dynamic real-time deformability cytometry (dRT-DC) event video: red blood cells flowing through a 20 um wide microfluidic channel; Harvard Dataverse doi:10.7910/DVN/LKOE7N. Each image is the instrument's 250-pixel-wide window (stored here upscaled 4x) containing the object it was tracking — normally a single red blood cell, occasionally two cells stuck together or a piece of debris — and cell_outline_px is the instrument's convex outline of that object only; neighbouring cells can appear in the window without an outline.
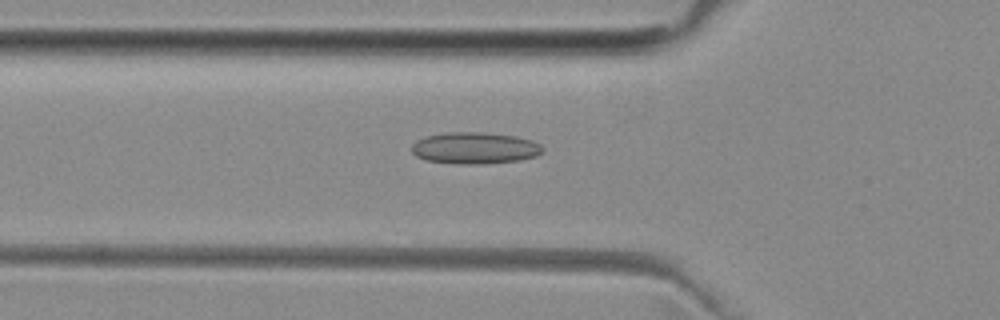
{"species": "common noctule bat (a hibernating species)", "species_latin": "Nyctalus noctula", "temperature_condition": "room temperature", "stored_images_in_passage": 40, "camera_frame_rate_fps": 3000, "um_per_image_px": 0.085, "animal": {"sex": "female", "body_mass_g": 29.2, "forearm_length_mm": 56.3}, "frame": {"image": 1, "passage_image": 6, "time_ms": 1.667, "image_size_px": [1000, 320], "cell_outline_px": [[544, 152], [536, 156], [520, 160], [480, 164], [456, 164], [424, 160], [416, 156], [412, 152], [412, 144], [416, 140], [428, 136], [448, 132], [484, 132], [516, 136], [532, 140], [540, 144], [544, 148]], "centroid_in_image_um": [40.37, 12.59], "position_along_channel_um": 85.4, "area_um2": 24.33}}
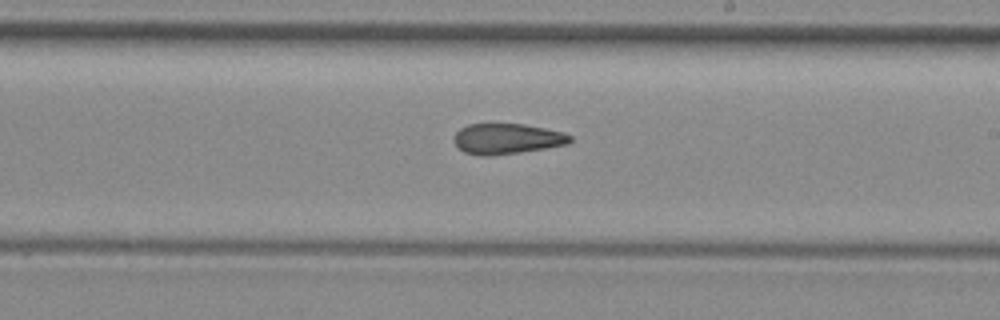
{"frame": {"image": 2, "passage_image": 18, "time_ms": 5.667, "image_size_px": [1000, 320], "cell_outline_px": [[572, 140], [568, 144], [520, 152], [488, 156], [480, 156], [464, 152], [452, 140], [456, 132], [460, 128], [468, 124], [524, 124], [564, 132], [572, 136]], "centroid_in_image_um": [43.08, 11.79], "position_along_channel_um": 245.9, "area_um2": 20.63}}
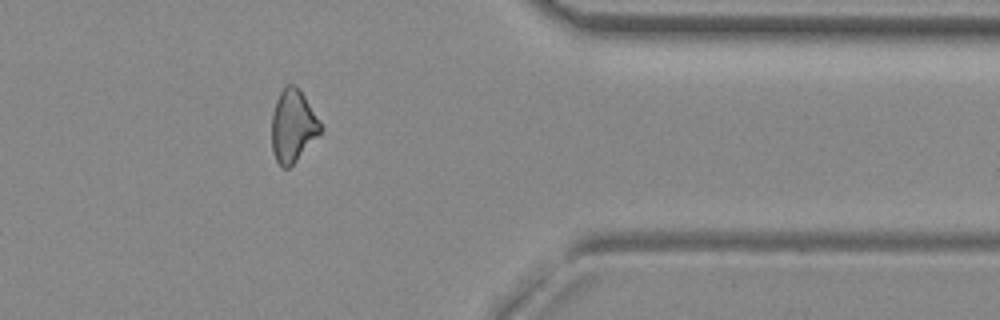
{"frame": {"image": 3, "passage_image": 30, "time_ms": 9.667, "image_size_px": [1000, 320], "cell_outline_px": [[324, 128], [296, 160], [288, 168], [280, 168], [272, 152], [272, 112], [276, 100], [280, 92], [288, 84], [292, 84], [304, 96]], "centroid_in_image_um": [24.87, 10.73], "position_along_channel_um": 386.5, "area_um2": 20.23}, "authors_computed_cell_mechanics": {"area_um2": 21.3282, "velocity_mm_per_s": 3.9989, "shape_relaxation_time_tau1_ms": null, "shape_relaxation_time_tau2_ms": 5.4145, "deformation_change_tau1": null, "deformation_change_tau2": 0.1556}}